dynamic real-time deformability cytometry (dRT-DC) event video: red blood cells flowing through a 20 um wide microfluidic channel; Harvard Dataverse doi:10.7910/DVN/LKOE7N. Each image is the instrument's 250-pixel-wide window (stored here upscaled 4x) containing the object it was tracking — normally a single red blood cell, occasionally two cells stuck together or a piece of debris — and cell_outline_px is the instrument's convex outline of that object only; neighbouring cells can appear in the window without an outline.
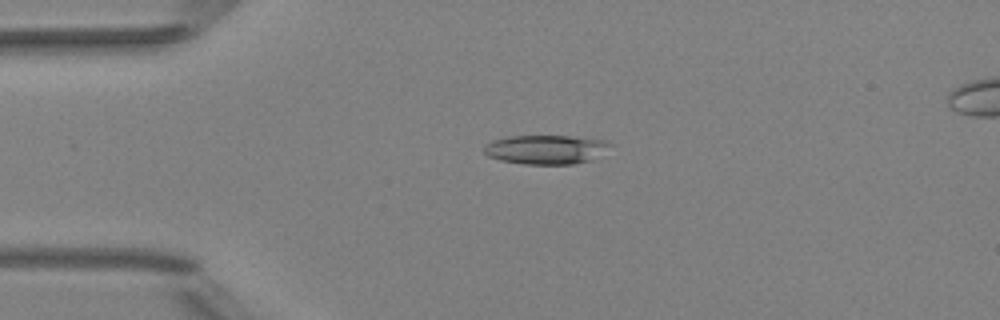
{"species": "Egyptian fruit bat (a non-hibernating species)", "species_latin": "Rousettus aegyptiacus", "temperature_condition": "room temperature", "stored_images_in_passage": 3, "camera_frame_rate_fps": 3000, "um_per_image_px": 0.085, "animal": {"sex": "female"}, "frame": {"image": 1, "passage_image": 2, "time_ms": 0.333, "image_size_px": [1000, 320], "cell_outline_px": [[612, 144], [592, 160], [572, 164], [524, 164], [500, 160], [488, 156], [484, 152], [484, 144], [492, 140], [504, 136], [568, 136], [604, 140]], "centroid_in_image_um": [46.33, 12.7], "position_along_channel_um": 38.7, "area_um2": 21.33}}